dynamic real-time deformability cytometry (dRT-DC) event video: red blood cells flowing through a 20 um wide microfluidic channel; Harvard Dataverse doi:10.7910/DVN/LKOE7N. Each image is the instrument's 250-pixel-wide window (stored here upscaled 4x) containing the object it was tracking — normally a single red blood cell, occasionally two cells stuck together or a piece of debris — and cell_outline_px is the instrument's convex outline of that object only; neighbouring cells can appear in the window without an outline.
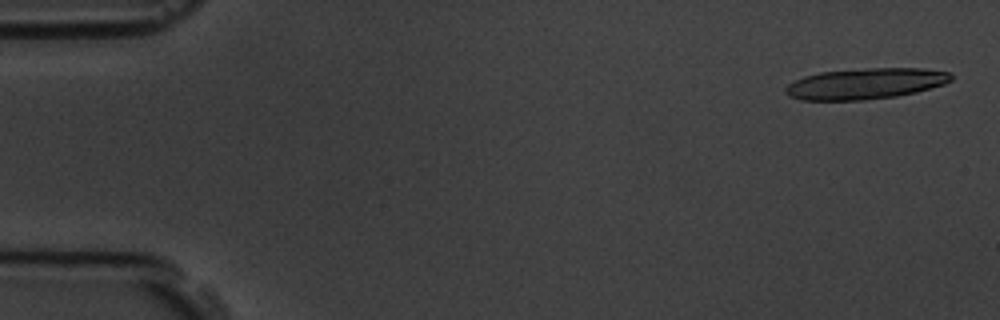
{"species": "common noctule bat (a hibernating species)", "species_latin": "Nyctalus noctula", "temperature_condition": "room temperature", "stored_images_in_passage": 5, "camera_frame_rate_fps": 3000, "um_per_image_px": 0.085, "animal": {"sex": "male", "body_mass_g": 19.5, "forearm_length_mm": 54.6}, "frame": {"image": 1, "passage_image": 1, "time_ms": 0.0, "image_size_px": [1000, 320], "cell_outline_px": [[952, 80], [944, 84], [916, 92], [896, 96], [864, 100], [800, 100], [788, 96], [784, 92], [784, 88], [788, 84], [804, 76], [820, 72], [868, 68], [924, 68], [948, 72], [952, 76]], "centroid_in_image_um": [73.54, 7.11], "position_along_channel_um": 11.5, "area_um2": 29.88}}
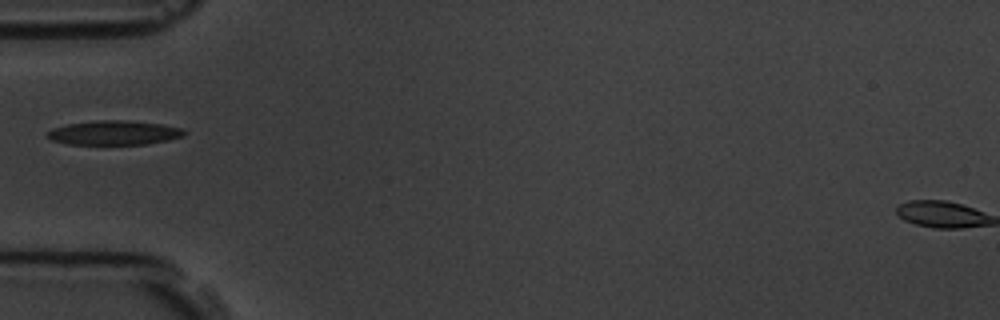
{"frame": {"image": 2, "passage_image": 5, "time_ms": 5.333, "image_size_px": [1000, 320], "cell_outline_px": [[188, 132], [184, 136], [168, 140], [148, 144], [68, 144], [52, 140], [44, 136], [52, 128], [68, 124], [96, 120], [128, 120], [164, 124], [184, 128]], "centroid_in_image_um": [9.75, 11.28], "position_along_channel_um": 75.3, "area_um2": 19.65}}